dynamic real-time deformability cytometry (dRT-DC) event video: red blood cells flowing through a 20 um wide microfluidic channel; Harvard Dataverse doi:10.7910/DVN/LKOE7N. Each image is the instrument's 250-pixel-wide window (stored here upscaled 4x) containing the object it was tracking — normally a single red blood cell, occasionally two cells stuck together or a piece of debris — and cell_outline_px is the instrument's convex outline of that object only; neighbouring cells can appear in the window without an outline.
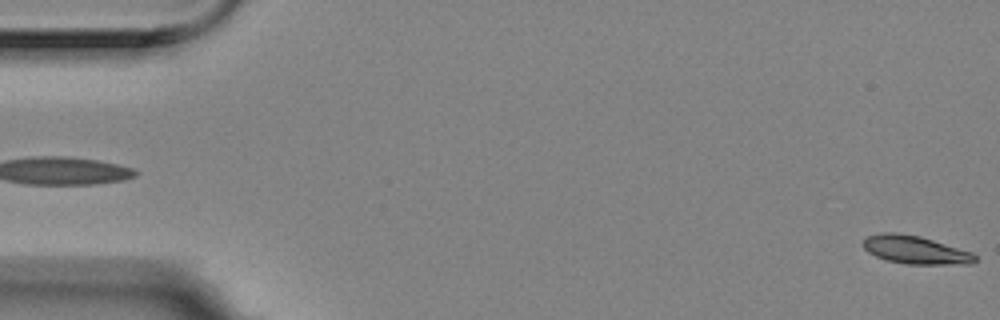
{"species": "Egyptian fruit bat (a non-hibernating species)", "species_latin": "Rousettus aegyptiacus", "temperature_condition": "room temperature", "stored_images_in_passage": 5, "segment_of_instrument_passage": [2, 2], "camera_frame_rate_fps": 3000, "um_per_image_px": 0.085, "animal": {"sex": "female"}, "frame": {"image": 1, "passage_image": 5, "time_ms": 1.333, "image_size_px": [1000, 320], "cell_outline_px": [[976, 260], [972, 264], [908, 264], [888, 260], [876, 256], [868, 252], [860, 244], [868, 236], [880, 232], [896, 232], [920, 236], [972, 252], [976, 256]], "centroid_in_image_um": [77.78, 21.23], "position_along_channel_um": 7.2, "area_um2": 18.32}}